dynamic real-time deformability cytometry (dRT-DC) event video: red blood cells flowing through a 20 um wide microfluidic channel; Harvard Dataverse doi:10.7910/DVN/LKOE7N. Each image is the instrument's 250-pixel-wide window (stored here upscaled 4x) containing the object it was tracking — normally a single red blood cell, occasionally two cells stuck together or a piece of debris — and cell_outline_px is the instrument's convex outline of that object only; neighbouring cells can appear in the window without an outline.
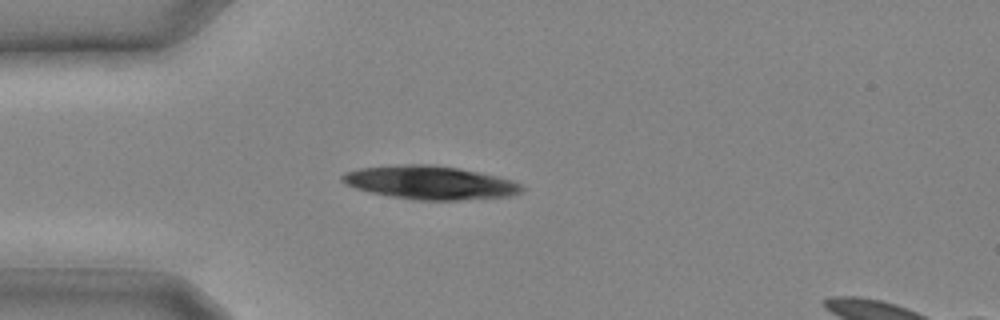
{"species": "common noctule bat (a hibernating species)", "species_latin": "Nyctalus noctula", "temperature_condition": "cold", "stored_images_in_passage": 12, "camera_frame_rate_fps": 3000, "um_per_image_px": 0.085, "animal": {"sex": "male", "body_mass_g": 20.4}, "frame": {"image": 1, "passage_image": 6, "time_ms": 1.667, "image_size_px": [1000, 320], "cell_outline_px": [[524, 188], [520, 192], [512, 196], [460, 200], [412, 200], [372, 192], [356, 188], [340, 180], [340, 176], [344, 172], [360, 168], [404, 164], [432, 164], [460, 168], [480, 172], [512, 180], [520, 184]], "centroid_in_image_um": [36.57, 15.51], "position_along_channel_um": 48.4, "area_um2": 34.97}}